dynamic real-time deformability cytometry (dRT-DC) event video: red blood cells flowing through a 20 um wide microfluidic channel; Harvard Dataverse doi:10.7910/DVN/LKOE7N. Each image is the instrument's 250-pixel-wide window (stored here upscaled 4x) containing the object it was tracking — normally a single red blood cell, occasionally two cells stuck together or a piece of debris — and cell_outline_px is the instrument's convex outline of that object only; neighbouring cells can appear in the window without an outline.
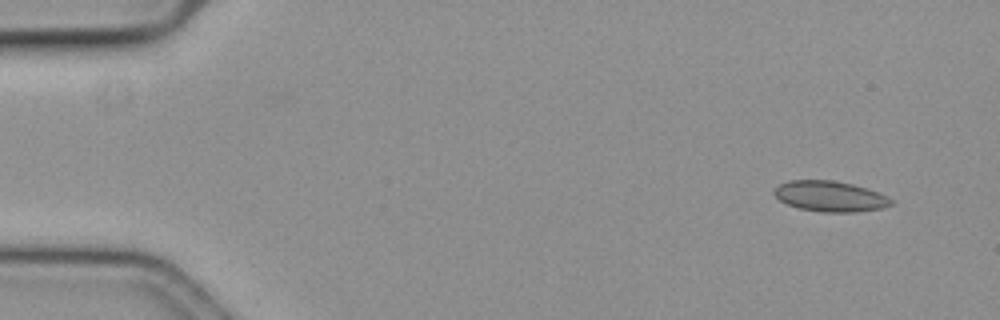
{"species": "common noctule bat (a hibernating species)", "species_latin": "Nyctalus noctula", "temperature_condition": "cold", "stored_images_in_passage": 55, "camera_frame_rate_fps": 3000, "um_per_image_px": 0.085, "animal": {"sex": "female", "body_mass_g": 19.3, "forearm_length_mm": 54.1}, "frame": {"image": 1, "passage_image": 1, "time_ms": 0.0, "image_size_px": [1000, 320], "cell_outline_px": [[892, 204], [884, 208], [856, 212], [820, 212], [800, 208], [788, 204], [780, 200], [772, 192], [780, 184], [788, 180], [832, 180], [852, 184], [876, 192], [892, 200]], "centroid_in_image_um": [70.53, 16.69], "position_along_channel_um": 14.5, "area_um2": 20.58}}
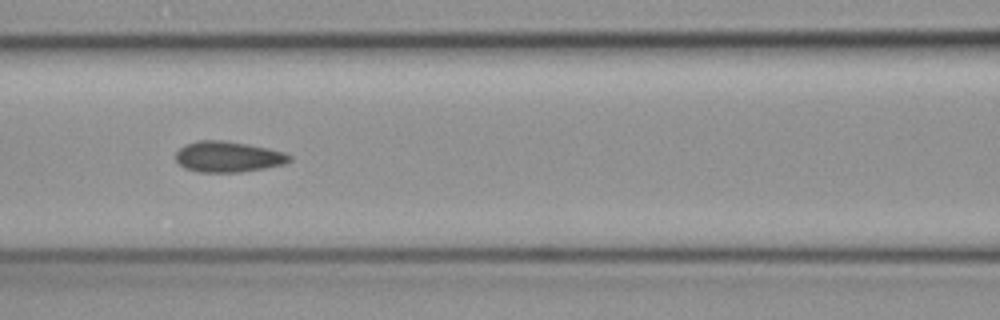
{"frame": {"image": 2, "passage_image": 22, "time_ms": 7.0, "image_size_px": [1000, 320], "cell_outline_px": [[292, 160], [284, 164], [264, 168], [240, 172], [196, 172], [184, 168], [176, 160], [176, 152], [184, 144], [196, 140], [224, 140], [268, 148], [284, 152], [292, 156]], "centroid_in_image_um": [19.37, 13.32], "position_along_channel_um": 147.2, "area_um2": 20.52}}
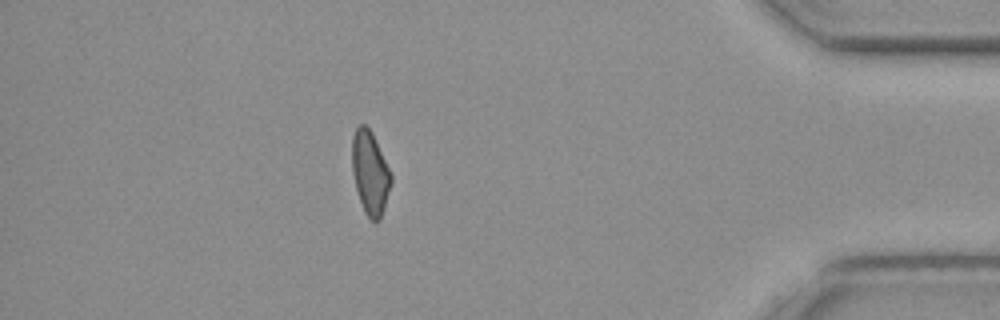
{"frame": {"image": 3, "passage_image": 47, "time_ms": 15.333, "image_size_px": [1000, 320], "cell_outline_px": [[392, 184], [380, 220], [376, 224], [364, 212], [356, 188], [352, 172], [352, 136], [356, 128], [360, 124], [364, 124], [372, 132], [392, 176]], "centroid_in_image_um": [31.46, 14.71], "position_along_channel_um": 403.7, "area_um2": 18.9}}